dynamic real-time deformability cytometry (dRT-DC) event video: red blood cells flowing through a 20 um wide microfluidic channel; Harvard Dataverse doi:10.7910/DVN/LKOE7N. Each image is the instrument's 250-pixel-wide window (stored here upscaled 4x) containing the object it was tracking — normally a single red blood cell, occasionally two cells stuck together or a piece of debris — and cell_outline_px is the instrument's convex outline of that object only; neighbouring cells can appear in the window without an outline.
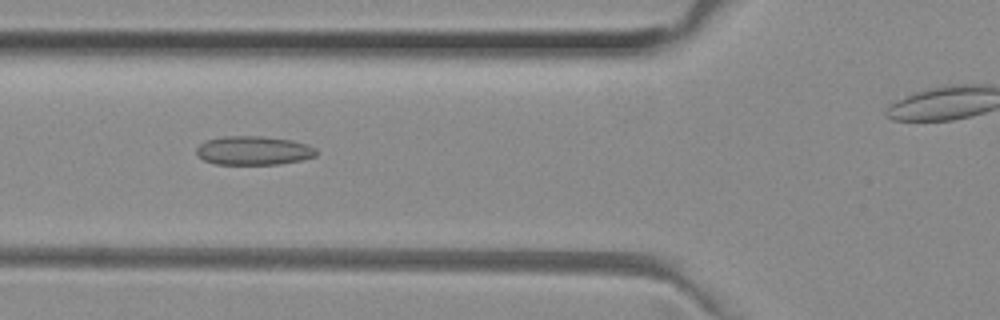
{"species": "common noctule bat (a hibernating species)", "species_latin": "Nyctalus noctula", "temperature_condition": "room temperature", "stored_images_in_passage": 42, "camera_frame_rate_fps": 3000, "um_per_image_px": 0.085, "animal": {"sex": "female", "body_mass_g": 29.2, "forearm_length_mm": 56.3}, "frame": {"image": 1, "passage_image": 19, "time_ms": 6.0, "image_size_px": [1000, 320], "cell_outline_px": [[316, 156], [300, 160], [280, 164], [216, 164], [204, 160], [196, 152], [196, 148], [200, 144], [208, 140], [224, 136], [260, 136], [292, 140], [316, 148]], "centroid_in_image_um": [21.55, 12.8], "position_along_channel_um": 104.2, "area_um2": 19.94}}
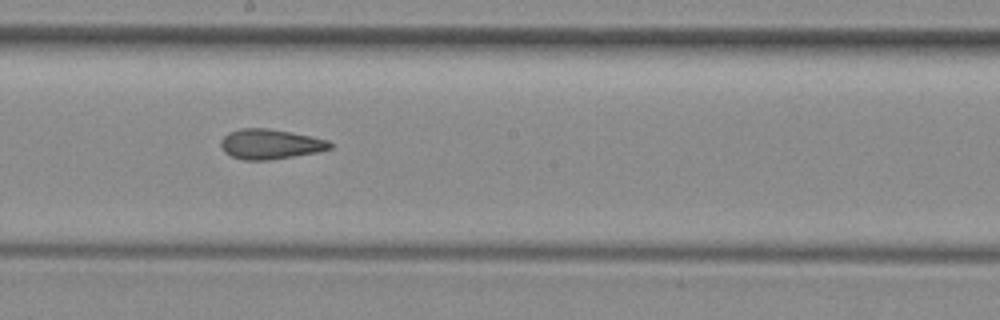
{"frame": {"image": 2, "passage_image": 28, "time_ms": 9.0, "image_size_px": [1000, 320], "cell_outline_px": [[332, 148], [316, 152], [268, 160], [244, 160], [232, 156], [224, 152], [220, 144], [220, 140], [228, 132], [240, 128], [268, 128], [328, 140], [332, 144]], "centroid_in_image_um": [22.92, 12.25], "position_along_channel_um": 225.3, "area_um2": 18.84}}
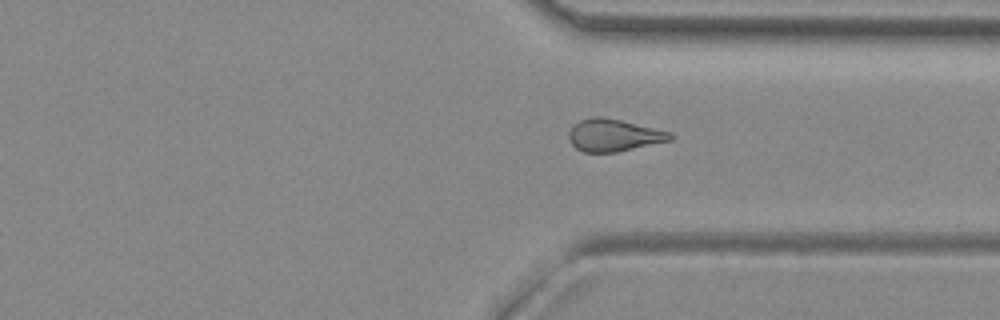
{"frame": {"image": 3, "passage_image": 38, "time_ms": 12.333, "image_size_px": [1000, 320], "cell_outline_px": [[676, 136], [672, 140], [616, 152], [584, 152], [576, 148], [572, 144], [568, 136], [568, 132], [580, 120], [592, 116], [604, 116], [672, 132]], "centroid_in_image_um": [52.2, 11.48], "position_along_channel_um": 359.2, "area_um2": 19.13}}